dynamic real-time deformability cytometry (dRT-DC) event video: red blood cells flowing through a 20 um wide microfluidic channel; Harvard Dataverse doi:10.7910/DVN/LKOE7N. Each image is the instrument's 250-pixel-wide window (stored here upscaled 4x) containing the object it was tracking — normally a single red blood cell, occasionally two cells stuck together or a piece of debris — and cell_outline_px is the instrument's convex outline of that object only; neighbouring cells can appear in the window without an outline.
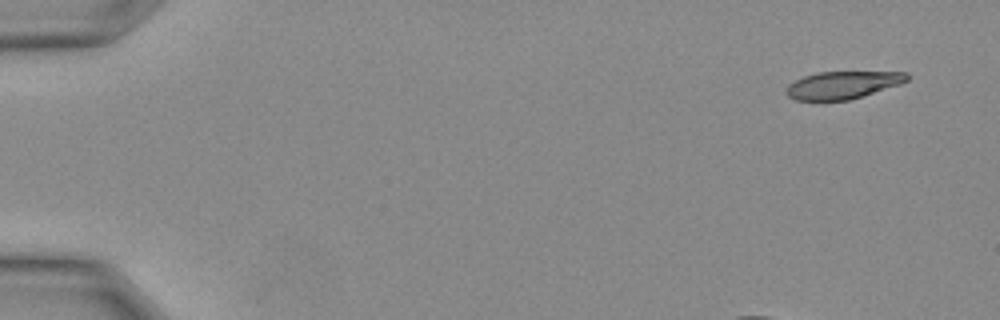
{"species": "Egyptian fruit bat (a non-hibernating species)", "species_latin": "Rousettus aegyptiacus", "temperature_condition": "warm", "stored_images_in_passage": 21, "camera_frame_rate_fps": 3000, "um_per_image_px": 0.085, "animal": {"sex": "female"}, "frame": {"image": 1, "passage_image": 1, "time_ms": 0.0, "image_size_px": [1000, 320], "cell_outline_px": [[908, 80], [900, 84], [848, 100], [796, 100], [788, 96], [788, 84], [804, 76], [816, 72], [908, 72]], "centroid_in_image_um": [71.63, 7.21], "position_along_channel_um": 13.4, "area_um2": 19.02}}
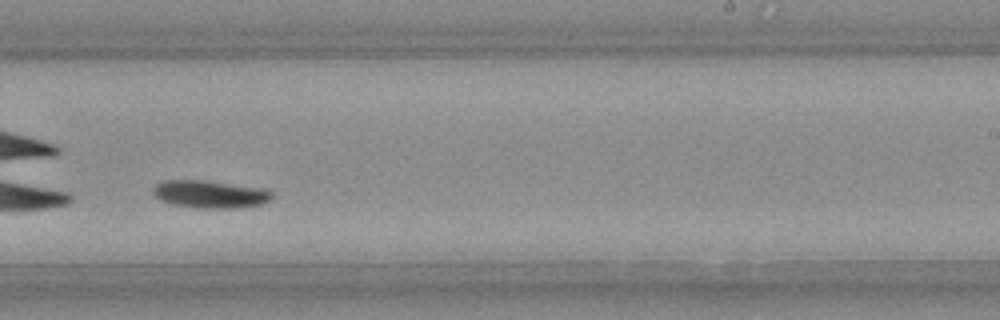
{"frame": {"image": 2, "passage_image": 18, "time_ms": 5.667, "image_size_px": [1000, 320], "cell_outline_px": [[272, 200], [260, 204], [240, 208], [192, 208], [172, 204], [160, 200], [152, 192], [152, 188], [156, 184], [164, 180], [200, 180], [264, 188], [272, 192]], "centroid_in_image_um": [17.84, 16.51], "position_along_channel_um": 271.2, "area_um2": 19.25}}